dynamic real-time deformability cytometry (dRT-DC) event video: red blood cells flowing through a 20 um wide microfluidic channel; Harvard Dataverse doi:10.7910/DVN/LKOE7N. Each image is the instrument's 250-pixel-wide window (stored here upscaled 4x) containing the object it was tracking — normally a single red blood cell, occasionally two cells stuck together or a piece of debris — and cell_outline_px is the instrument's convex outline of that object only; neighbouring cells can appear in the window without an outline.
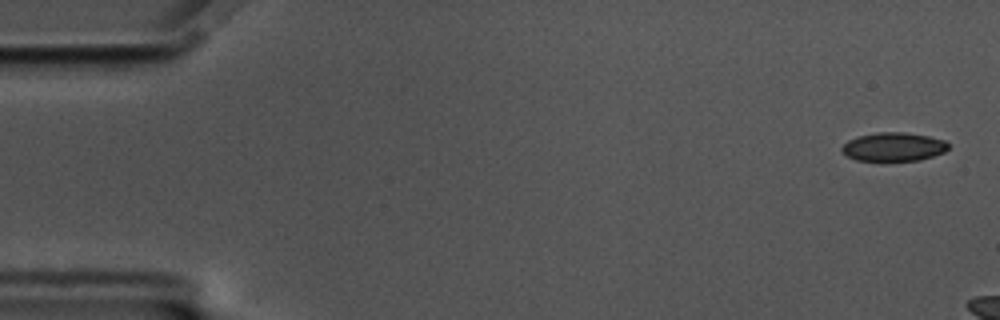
{"species": "common noctule bat (a hibernating species)", "species_latin": "Nyctalus noctula", "temperature_condition": "cold", "stored_images_in_passage": 8, "camera_frame_rate_fps": 3000, "um_per_image_px": 0.085, "animal": {"sex": "male", "body_mass_g": 17.5, "forearm_length_mm": 52.3}, "frame": {"image": 1, "passage_image": 2, "time_ms": 0.333, "image_size_px": [1000, 320], "cell_outline_px": [[948, 148], [944, 152], [920, 160], [856, 160], [840, 152], [840, 148], [848, 140], [856, 136], [876, 132], [904, 132], [928, 136], [944, 140], [948, 144]], "centroid_in_image_um": [75.91, 12.47], "position_along_channel_um": 9.1, "area_um2": 17.74}}